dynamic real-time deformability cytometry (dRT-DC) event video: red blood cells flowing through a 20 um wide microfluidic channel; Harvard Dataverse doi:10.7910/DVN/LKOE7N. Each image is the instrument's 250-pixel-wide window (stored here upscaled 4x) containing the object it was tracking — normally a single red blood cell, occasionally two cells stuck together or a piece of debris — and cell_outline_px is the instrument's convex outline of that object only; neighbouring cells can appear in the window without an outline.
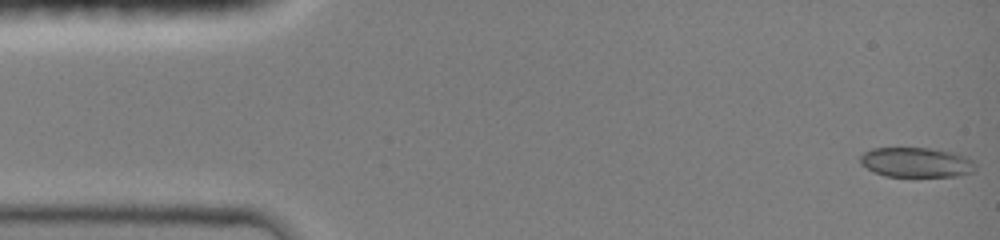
{"species": "common noctule bat (a hibernating species)", "species_latin": "Nyctalus noctula", "temperature_condition": "room temperature", "stored_images_in_passage": 16, "camera_frame_rate_fps": 3000, "um_per_image_px": 0.085, "animal": {"sex": "female", "body_mass_g": 19.0, "forearm_length_mm": 51.5}, "frame": {"image": 1, "passage_image": 1, "time_ms": 0.0, "image_size_px": [1000, 240], "cell_outline_px": [[972, 172], [956, 176], [888, 176], [876, 172], [860, 164], [860, 156], [864, 152], [872, 148], [928, 148], [948, 152], [972, 160]], "centroid_in_image_um": [77.79, 13.8], "position_along_channel_um": 7.2, "area_um2": 19.36}}
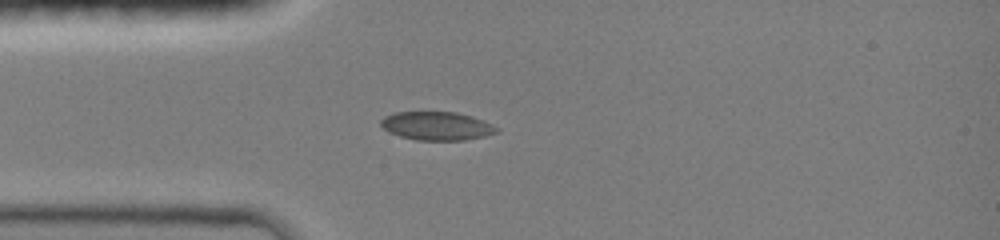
{"frame": {"image": 2, "passage_image": 10, "time_ms": 3.667, "image_size_px": [1000, 240], "cell_outline_px": [[500, 128], [496, 132], [484, 136], [464, 140], [416, 140], [400, 136], [388, 132], [380, 124], [380, 120], [384, 116], [396, 112], [456, 112], [472, 116]], "centroid_in_image_um": [37.1, 10.7], "position_along_channel_um": 47.9, "area_um2": 19.13}}
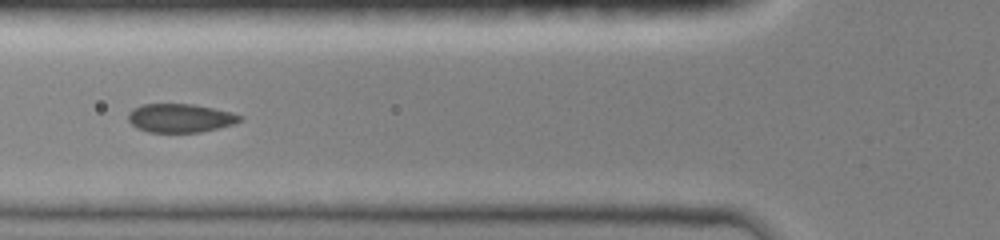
{"frame": {"image": 3, "passage_image": 14, "time_ms": 5.333, "image_size_px": [1000, 240], "cell_outline_px": [[244, 120], [232, 124], [200, 132], [148, 132], [136, 128], [128, 120], [128, 112], [132, 108], [144, 104], [192, 104], [212, 108], [244, 116]], "centroid_in_image_um": [15.28, 10.03], "position_along_channel_um": 110.5, "area_um2": 18.55}}